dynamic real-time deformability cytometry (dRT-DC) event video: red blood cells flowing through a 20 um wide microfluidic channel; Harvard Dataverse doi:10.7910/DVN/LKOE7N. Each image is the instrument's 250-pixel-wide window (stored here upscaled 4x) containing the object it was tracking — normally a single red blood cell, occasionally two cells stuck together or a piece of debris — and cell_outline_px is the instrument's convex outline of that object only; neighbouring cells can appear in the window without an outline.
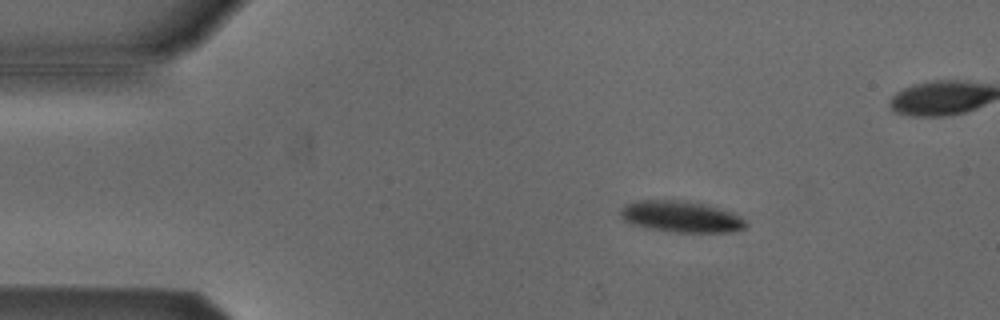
{"species": "Egyptian fruit bat (a non-hibernating species)", "species_latin": "Rousettus aegyptiacus", "temperature_condition": "cold", "stored_images_in_passage": 49, "camera_frame_rate_fps": 3000, "um_per_image_px": 0.085, "animal": {"sex": "male"}, "frame": {"image": 1, "passage_image": 3, "time_ms": 0.667, "image_size_px": [1000, 320], "cell_outline_px": [[748, 224], [744, 228], [732, 232], [668, 232], [648, 228], [632, 224], [624, 220], [620, 216], [620, 208], [624, 204], [636, 200], [684, 200], [704, 204], [720, 208], [732, 212], [740, 216]], "centroid_in_image_um": [57.86, 18.41], "position_along_channel_um": 27.1, "area_um2": 23.12}}
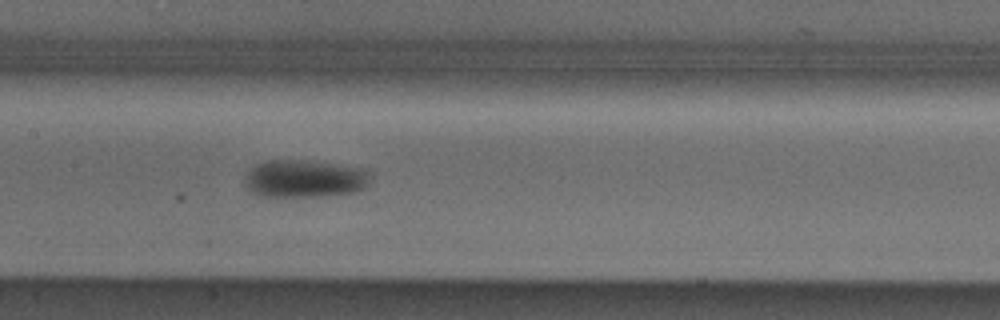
{"frame": {"image": 2, "passage_image": 20, "time_ms": 6.333, "image_size_px": [1000, 320], "cell_outline_px": [[368, 176], [364, 188], [352, 192], [324, 196], [264, 196], [252, 192], [244, 184], [244, 176], [256, 164], [264, 160], [300, 160], [368, 168]], "centroid_in_image_um": [25.85, 15.18], "position_along_channel_um": 181.6, "area_um2": 27.34}}
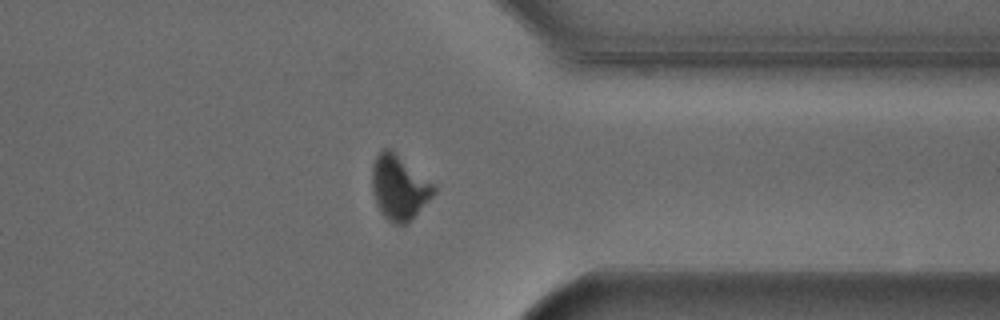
{"frame": {"image": 3, "passage_image": 36, "time_ms": 11.667, "image_size_px": [1000, 320], "cell_outline_px": [[436, 192], [404, 224], [396, 224], [388, 220], [380, 212], [376, 204], [372, 192], [372, 168], [376, 156], [384, 148], [388, 148], [436, 184]], "centroid_in_image_um": [33.91, 15.92], "position_along_channel_um": 377.5, "area_um2": 22.77}, "authors_computed_cell_mechanics": {"area_um2": 24.6228, "velocity_mm_per_s": 3.8055, "shape_relaxation_time_tau1_ms": 2.0028, "shape_relaxation_time_tau2_ms": null, "deformation_change_tau1": 0.1172, "deformation_change_tau2": null}}